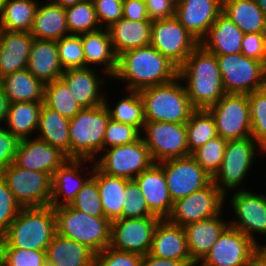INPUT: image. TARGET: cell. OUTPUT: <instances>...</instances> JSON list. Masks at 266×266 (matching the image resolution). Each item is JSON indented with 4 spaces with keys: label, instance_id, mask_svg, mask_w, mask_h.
Here are the masks:
<instances>
[{
    "label": "cell",
    "instance_id": "obj_1",
    "mask_svg": "<svg viewBox=\"0 0 266 266\" xmlns=\"http://www.w3.org/2000/svg\"><path fill=\"white\" fill-rule=\"evenodd\" d=\"M177 77L178 67L150 44L120 54L113 79L127 81L128 91H140Z\"/></svg>",
    "mask_w": 266,
    "mask_h": 266
},
{
    "label": "cell",
    "instance_id": "obj_2",
    "mask_svg": "<svg viewBox=\"0 0 266 266\" xmlns=\"http://www.w3.org/2000/svg\"><path fill=\"white\" fill-rule=\"evenodd\" d=\"M178 77L187 81L184 87L195 109H208L226 94L216 55L200 44L178 68Z\"/></svg>",
    "mask_w": 266,
    "mask_h": 266
},
{
    "label": "cell",
    "instance_id": "obj_3",
    "mask_svg": "<svg viewBox=\"0 0 266 266\" xmlns=\"http://www.w3.org/2000/svg\"><path fill=\"white\" fill-rule=\"evenodd\" d=\"M56 234L54 208H21L15 220L0 237V248L46 251Z\"/></svg>",
    "mask_w": 266,
    "mask_h": 266
},
{
    "label": "cell",
    "instance_id": "obj_4",
    "mask_svg": "<svg viewBox=\"0 0 266 266\" xmlns=\"http://www.w3.org/2000/svg\"><path fill=\"white\" fill-rule=\"evenodd\" d=\"M180 78L139 91L146 122L186 124L195 110Z\"/></svg>",
    "mask_w": 266,
    "mask_h": 266
},
{
    "label": "cell",
    "instance_id": "obj_5",
    "mask_svg": "<svg viewBox=\"0 0 266 266\" xmlns=\"http://www.w3.org/2000/svg\"><path fill=\"white\" fill-rule=\"evenodd\" d=\"M56 233L77 241L95 255L110 245L111 221L76 210L70 205L54 208Z\"/></svg>",
    "mask_w": 266,
    "mask_h": 266
},
{
    "label": "cell",
    "instance_id": "obj_6",
    "mask_svg": "<svg viewBox=\"0 0 266 266\" xmlns=\"http://www.w3.org/2000/svg\"><path fill=\"white\" fill-rule=\"evenodd\" d=\"M110 113L104 104L83 108L70 119V159L93 160L103 152V140Z\"/></svg>",
    "mask_w": 266,
    "mask_h": 266
},
{
    "label": "cell",
    "instance_id": "obj_7",
    "mask_svg": "<svg viewBox=\"0 0 266 266\" xmlns=\"http://www.w3.org/2000/svg\"><path fill=\"white\" fill-rule=\"evenodd\" d=\"M226 93L250 94L266 87V65L242 53L216 55Z\"/></svg>",
    "mask_w": 266,
    "mask_h": 266
},
{
    "label": "cell",
    "instance_id": "obj_8",
    "mask_svg": "<svg viewBox=\"0 0 266 266\" xmlns=\"http://www.w3.org/2000/svg\"><path fill=\"white\" fill-rule=\"evenodd\" d=\"M21 208L50 205L52 175L24 169L14 162L0 172Z\"/></svg>",
    "mask_w": 266,
    "mask_h": 266
},
{
    "label": "cell",
    "instance_id": "obj_9",
    "mask_svg": "<svg viewBox=\"0 0 266 266\" xmlns=\"http://www.w3.org/2000/svg\"><path fill=\"white\" fill-rule=\"evenodd\" d=\"M258 147L266 153V150L252 137L228 140L221 167L212 177V181L225 196L227 191L234 190L233 188L245 180Z\"/></svg>",
    "mask_w": 266,
    "mask_h": 266
},
{
    "label": "cell",
    "instance_id": "obj_10",
    "mask_svg": "<svg viewBox=\"0 0 266 266\" xmlns=\"http://www.w3.org/2000/svg\"><path fill=\"white\" fill-rule=\"evenodd\" d=\"M248 94L226 93L207 110L212 114L217 133L226 140L251 137Z\"/></svg>",
    "mask_w": 266,
    "mask_h": 266
},
{
    "label": "cell",
    "instance_id": "obj_11",
    "mask_svg": "<svg viewBox=\"0 0 266 266\" xmlns=\"http://www.w3.org/2000/svg\"><path fill=\"white\" fill-rule=\"evenodd\" d=\"M154 163L148 147L140 137L132 143L107 148L95 166L107 175L132 180Z\"/></svg>",
    "mask_w": 266,
    "mask_h": 266
},
{
    "label": "cell",
    "instance_id": "obj_12",
    "mask_svg": "<svg viewBox=\"0 0 266 266\" xmlns=\"http://www.w3.org/2000/svg\"><path fill=\"white\" fill-rule=\"evenodd\" d=\"M141 136L155 163L191 155L185 124L145 122Z\"/></svg>",
    "mask_w": 266,
    "mask_h": 266
},
{
    "label": "cell",
    "instance_id": "obj_13",
    "mask_svg": "<svg viewBox=\"0 0 266 266\" xmlns=\"http://www.w3.org/2000/svg\"><path fill=\"white\" fill-rule=\"evenodd\" d=\"M226 197L212 181L202 190L173 202L172 212L167 219L173 224L185 227L212 218L222 213Z\"/></svg>",
    "mask_w": 266,
    "mask_h": 266
},
{
    "label": "cell",
    "instance_id": "obj_14",
    "mask_svg": "<svg viewBox=\"0 0 266 266\" xmlns=\"http://www.w3.org/2000/svg\"><path fill=\"white\" fill-rule=\"evenodd\" d=\"M150 44L179 68L200 42L173 16L152 21Z\"/></svg>",
    "mask_w": 266,
    "mask_h": 266
},
{
    "label": "cell",
    "instance_id": "obj_15",
    "mask_svg": "<svg viewBox=\"0 0 266 266\" xmlns=\"http://www.w3.org/2000/svg\"><path fill=\"white\" fill-rule=\"evenodd\" d=\"M158 164L164 170L168 192L173 202L202 190L212 182V176L191 155Z\"/></svg>",
    "mask_w": 266,
    "mask_h": 266
},
{
    "label": "cell",
    "instance_id": "obj_16",
    "mask_svg": "<svg viewBox=\"0 0 266 266\" xmlns=\"http://www.w3.org/2000/svg\"><path fill=\"white\" fill-rule=\"evenodd\" d=\"M159 217L121 218L111 221L110 247L124 252L149 254Z\"/></svg>",
    "mask_w": 266,
    "mask_h": 266
},
{
    "label": "cell",
    "instance_id": "obj_17",
    "mask_svg": "<svg viewBox=\"0 0 266 266\" xmlns=\"http://www.w3.org/2000/svg\"><path fill=\"white\" fill-rule=\"evenodd\" d=\"M259 245L230 225L222 232L210 251L195 265L247 266Z\"/></svg>",
    "mask_w": 266,
    "mask_h": 266
},
{
    "label": "cell",
    "instance_id": "obj_18",
    "mask_svg": "<svg viewBox=\"0 0 266 266\" xmlns=\"http://www.w3.org/2000/svg\"><path fill=\"white\" fill-rule=\"evenodd\" d=\"M235 192L231 205L237 216L236 221H231L229 225L255 242L259 247L260 243H257L255 235L253 233L264 234L266 236V195L254 194L241 188Z\"/></svg>",
    "mask_w": 266,
    "mask_h": 266
},
{
    "label": "cell",
    "instance_id": "obj_19",
    "mask_svg": "<svg viewBox=\"0 0 266 266\" xmlns=\"http://www.w3.org/2000/svg\"><path fill=\"white\" fill-rule=\"evenodd\" d=\"M223 0H176V19L199 42L222 13Z\"/></svg>",
    "mask_w": 266,
    "mask_h": 266
},
{
    "label": "cell",
    "instance_id": "obj_20",
    "mask_svg": "<svg viewBox=\"0 0 266 266\" xmlns=\"http://www.w3.org/2000/svg\"><path fill=\"white\" fill-rule=\"evenodd\" d=\"M68 160L58 148L38 138L22 139L14 163L24 169L53 175Z\"/></svg>",
    "mask_w": 266,
    "mask_h": 266
},
{
    "label": "cell",
    "instance_id": "obj_21",
    "mask_svg": "<svg viewBox=\"0 0 266 266\" xmlns=\"http://www.w3.org/2000/svg\"><path fill=\"white\" fill-rule=\"evenodd\" d=\"M149 254L195 266L190 258L184 227L173 224L168 219H160L156 225Z\"/></svg>",
    "mask_w": 266,
    "mask_h": 266
},
{
    "label": "cell",
    "instance_id": "obj_22",
    "mask_svg": "<svg viewBox=\"0 0 266 266\" xmlns=\"http://www.w3.org/2000/svg\"><path fill=\"white\" fill-rule=\"evenodd\" d=\"M134 180L146 200L149 211L160 219H167L172 212L173 201L168 192L163 168L158 163H154Z\"/></svg>",
    "mask_w": 266,
    "mask_h": 266
},
{
    "label": "cell",
    "instance_id": "obj_23",
    "mask_svg": "<svg viewBox=\"0 0 266 266\" xmlns=\"http://www.w3.org/2000/svg\"><path fill=\"white\" fill-rule=\"evenodd\" d=\"M33 40L29 32L0 29V79L27 68Z\"/></svg>",
    "mask_w": 266,
    "mask_h": 266
},
{
    "label": "cell",
    "instance_id": "obj_24",
    "mask_svg": "<svg viewBox=\"0 0 266 266\" xmlns=\"http://www.w3.org/2000/svg\"><path fill=\"white\" fill-rule=\"evenodd\" d=\"M90 160H76L68 159L60 168H58L52 175V196L50 205L57 208L70 203L77 196L79 190L92 177L93 169L90 170L91 176L89 178L82 177L81 165ZM80 168V169H79ZM80 175V176H79ZM64 200L61 202L60 197Z\"/></svg>",
    "mask_w": 266,
    "mask_h": 266
},
{
    "label": "cell",
    "instance_id": "obj_25",
    "mask_svg": "<svg viewBox=\"0 0 266 266\" xmlns=\"http://www.w3.org/2000/svg\"><path fill=\"white\" fill-rule=\"evenodd\" d=\"M61 78L66 82L72 96L82 109L105 103L104 93L100 89L104 80H99L94 69L90 67L68 69L62 73Z\"/></svg>",
    "mask_w": 266,
    "mask_h": 266
},
{
    "label": "cell",
    "instance_id": "obj_26",
    "mask_svg": "<svg viewBox=\"0 0 266 266\" xmlns=\"http://www.w3.org/2000/svg\"><path fill=\"white\" fill-rule=\"evenodd\" d=\"M222 214L197 221L184 227L190 258L194 263L200 262L210 251L229 222L220 218Z\"/></svg>",
    "mask_w": 266,
    "mask_h": 266
},
{
    "label": "cell",
    "instance_id": "obj_27",
    "mask_svg": "<svg viewBox=\"0 0 266 266\" xmlns=\"http://www.w3.org/2000/svg\"><path fill=\"white\" fill-rule=\"evenodd\" d=\"M244 32L226 15L221 13L209 28L200 45L215 55L241 53Z\"/></svg>",
    "mask_w": 266,
    "mask_h": 266
},
{
    "label": "cell",
    "instance_id": "obj_28",
    "mask_svg": "<svg viewBox=\"0 0 266 266\" xmlns=\"http://www.w3.org/2000/svg\"><path fill=\"white\" fill-rule=\"evenodd\" d=\"M26 69L44 84L61 78L64 70L59 62L56 41L34 39Z\"/></svg>",
    "mask_w": 266,
    "mask_h": 266
},
{
    "label": "cell",
    "instance_id": "obj_29",
    "mask_svg": "<svg viewBox=\"0 0 266 266\" xmlns=\"http://www.w3.org/2000/svg\"><path fill=\"white\" fill-rule=\"evenodd\" d=\"M102 29L80 35L84 50L85 67L91 68V64L92 66L102 64V66H105L102 72L114 77L118 66V56L113 49L108 29Z\"/></svg>",
    "mask_w": 266,
    "mask_h": 266
},
{
    "label": "cell",
    "instance_id": "obj_30",
    "mask_svg": "<svg viewBox=\"0 0 266 266\" xmlns=\"http://www.w3.org/2000/svg\"><path fill=\"white\" fill-rule=\"evenodd\" d=\"M152 21H133L121 18L108 29L117 56L123 52L151 43Z\"/></svg>",
    "mask_w": 266,
    "mask_h": 266
},
{
    "label": "cell",
    "instance_id": "obj_31",
    "mask_svg": "<svg viewBox=\"0 0 266 266\" xmlns=\"http://www.w3.org/2000/svg\"><path fill=\"white\" fill-rule=\"evenodd\" d=\"M94 257L86 246L57 233L46 249V263L51 266H93Z\"/></svg>",
    "mask_w": 266,
    "mask_h": 266
},
{
    "label": "cell",
    "instance_id": "obj_32",
    "mask_svg": "<svg viewBox=\"0 0 266 266\" xmlns=\"http://www.w3.org/2000/svg\"><path fill=\"white\" fill-rule=\"evenodd\" d=\"M47 2L45 5H38L30 33L34 39L57 41L70 35L66 23L65 8L49 0Z\"/></svg>",
    "mask_w": 266,
    "mask_h": 266
},
{
    "label": "cell",
    "instance_id": "obj_33",
    "mask_svg": "<svg viewBox=\"0 0 266 266\" xmlns=\"http://www.w3.org/2000/svg\"><path fill=\"white\" fill-rule=\"evenodd\" d=\"M0 85L9 103L44 102L45 84L27 69L4 76L0 79Z\"/></svg>",
    "mask_w": 266,
    "mask_h": 266
},
{
    "label": "cell",
    "instance_id": "obj_34",
    "mask_svg": "<svg viewBox=\"0 0 266 266\" xmlns=\"http://www.w3.org/2000/svg\"><path fill=\"white\" fill-rule=\"evenodd\" d=\"M69 123V119L43 103L37 127L41 134L37 138L58 148L68 159H70Z\"/></svg>",
    "mask_w": 266,
    "mask_h": 266
},
{
    "label": "cell",
    "instance_id": "obj_35",
    "mask_svg": "<svg viewBox=\"0 0 266 266\" xmlns=\"http://www.w3.org/2000/svg\"><path fill=\"white\" fill-rule=\"evenodd\" d=\"M222 13L244 34L266 32V16L255 0H223Z\"/></svg>",
    "mask_w": 266,
    "mask_h": 266
},
{
    "label": "cell",
    "instance_id": "obj_36",
    "mask_svg": "<svg viewBox=\"0 0 266 266\" xmlns=\"http://www.w3.org/2000/svg\"><path fill=\"white\" fill-rule=\"evenodd\" d=\"M92 168V177L97 181L105 218H108L110 221L121 219L123 202L126 196L124 188L128 180L107 175L95 165Z\"/></svg>",
    "mask_w": 266,
    "mask_h": 266
},
{
    "label": "cell",
    "instance_id": "obj_37",
    "mask_svg": "<svg viewBox=\"0 0 266 266\" xmlns=\"http://www.w3.org/2000/svg\"><path fill=\"white\" fill-rule=\"evenodd\" d=\"M42 105L43 102L9 103L5 128L20 140L28 139L37 130Z\"/></svg>",
    "mask_w": 266,
    "mask_h": 266
},
{
    "label": "cell",
    "instance_id": "obj_38",
    "mask_svg": "<svg viewBox=\"0 0 266 266\" xmlns=\"http://www.w3.org/2000/svg\"><path fill=\"white\" fill-rule=\"evenodd\" d=\"M36 0H4L0 10V29L29 32L39 3Z\"/></svg>",
    "mask_w": 266,
    "mask_h": 266
},
{
    "label": "cell",
    "instance_id": "obj_39",
    "mask_svg": "<svg viewBox=\"0 0 266 266\" xmlns=\"http://www.w3.org/2000/svg\"><path fill=\"white\" fill-rule=\"evenodd\" d=\"M43 103L69 120L82 110L62 78L45 84Z\"/></svg>",
    "mask_w": 266,
    "mask_h": 266
},
{
    "label": "cell",
    "instance_id": "obj_40",
    "mask_svg": "<svg viewBox=\"0 0 266 266\" xmlns=\"http://www.w3.org/2000/svg\"><path fill=\"white\" fill-rule=\"evenodd\" d=\"M185 125L190 154L218 136L213 116L207 109H195Z\"/></svg>",
    "mask_w": 266,
    "mask_h": 266
},
{
    "label": "cell",
    "instance_id": "obj_41",
    "mask_svg": "<svg viewBox=\"0 0 266 266\" xmlns=\"http://www.w3.org/2000/svg\"><path fill=\"white\" fill-rule=\"evenodd\" d=\"M129 92V96L119 100L114 109L111 110V107H109L106 101L107 98L105 99V105L113 121L132 125L142 131L141 129H143L146 122L143 101L139 91L130 90Z\"/></svg>",
    "mask_w": 266,
    "mask_h": 266
},
{
    "label": "cell",
    "instance_id": "obj_42",
    "mask_svg": "<svg viewBox=\"0 0 266 266\" xmlns=\"http://www.w3.org/2000/svg\"><path fill=\"white\" fill-rule=\"evenodd\" d=\"M65 12L69 34L81 35L104 28L98 22L92 0L67 7Z\"/></svg>",
    "mask_w": 266,
    "mask_h": 266
},
{
    "label": "cell",
    "instance_id": "obj_43",
    "mask_svg": "<svg viewBox=\"0 0 266 266\" xmlns=\"http://www.w3.org/2000/svg\"><path fill=\"white\" fill-rule=\"evenodd\" d=\"M227 142L218 135L194 150L191 156L213 177L221 167Z\"/></svg>",
    "mask_w": 266,
    "mask_h": 266
},
{
    "label": "cell",
    "instance_id": "obj_44",
    "mask_svg": "<svg viewBox=\"0 0 266 266\" xmlns=\"http://www.w3.org/2000/svg\"><path fill=\"white\" fill-rule=\"evenodd\" d=\"M251 137L266 150V87L248 94Z\"/></svg>",
    "mask_w": 266,
    "mask_h": 266
},
{
    "label": "cell",
    "instance_id": "obj_45",
    "mask_svg": "<svg viewBox=\"0 0 266 266\" xmlns=\"http://www.w3.org/2000/svg\"><path fill=\"white\" fill-rule=\"evenodd\" d=\"M63 70L84 68L85 57L80 35H67L56 41Z\"/></svg>",
    "mask_w": 266,
    "mask_h": 266
},
{
    "label": "cell",
    "instance_id": "obj_46",
    "mask_svg": "<svg viewBox=\"0 0 266 266\" xmlns=\"http://www.w3.org/2000/svg\"><path fill=\"white\" fill-rule=\"evenodd\" d=\"M70 206L95 217H105L97 181L91 177L79 190Z\"/></svg>",
    "mask_w": 266,
    "mask_h": 266
},
{
    "label": "cell",
    "instance_id": "obj_47",
    "mask_svg": "<svg viewBox=\"0 0 266 266\" xmlns=\"http://www.w3.org/2000/svg\"><path fill=\"white\" fill-rule=\"evenodd\" d=\"M124 192L126 196L123 202L121 218L157 217L149 211L146 200L134 179L127 181Z\"/></svg>",
    "mask_w": 266,
    "mask_h": 266
},
{
    "label": "cell",
    "instance_id": "obj_48",
    "mask_svg": "<svg viewBox=\"0 0 266 266\" xmlns=\"http://www.w3.org/2000/svg\"><path fill=\"white\" fill-rule=\"evenodd\" d=\"M141 131L129 124L113 121L111 118L106 126L103 140V150L121 146L137 141L141 137Z\"/></svg>",
    "mask_w": 266,
    "mask_h": 266
},
{
    "label": "cell",
    "instance_id": "obj_49",
    "mask_svg": "<svg viewBox=\"0 0 266 266\" xmlns=\"http://www.w3.org/2000/svg\"><path fill=\"white\" fill-rule=\"evenodd\" d=\"M4 266H45L46 251L0 248Z\"/></svg>",
    "mask_w": 266,
    "mask_h": 266
},
{
    "label": "cell",
    "instance_id": "obj_50",
    "mask_svg": "<svg viewBox=\"0 0 266 266\" xmlns=\"http://www.w3.org/2000/svg\"><path fill=\"white\" fill-rule=\"evenodd\" d=\"M21 206L16 202L5 180L0 175V237L20 212Z\"/></svg>",
    "mask_w": 266,
    "mask_h": 266
},
{
    "label": "cell",
    "instance_id": "obj_51",
    "mask_svg": "<svg viewBox=\"0 0 266 266\" xmlns=\"http://www.w3.org/2000/svg\"><path fill=\"white\" fill-rule=\"evenodd\" d=\"M140 254L116 250L110 246L94 257L93 266H140Z\"/></svg>",
    "mask_w": 266,
    "mask_h": 266
},
{
    "label": "cell",
    "instance_id": "obj_52",
    "mask_svg": "<svg viewBox=\"0 0 266 266\" xmlns=\"http://www.w3.org/2000/svg\"><path fill=\"white\" fill-rule=\"evenodd\" d=\"M241 53L266 65V32L244 34Z\"/></svg>",
    "mask_w": 266,
    "mask_h": 266
},
{
    "label": "cell",
    "instance_id": "obj_53",
    "mask_svg": "<svg viewBox=\"0 0 266 266\" xmlns=\"http://www.w3.org/2000/svg\"><path fill=\"white\" fill-rule=\"evenodd\" d=\"M98 22L109 28L113 23L123 18V0H92Z\"/></svg>",
    "mask_w": 266,
    "mask_h": 266
},
{
    "label": "cell",
    "instance_id": "obj_54",
    "mask_svg": "<svg viewBox=\"0 0 266 266\" xmlns=\"http://www.w3.org/2000/svg\"><path fill=\"white\" fill-rule=\"evenodd\" d=\"M20 139L0 127V172L14 162Z\"/></svg>",
    "mask_w": 266,
    "mask_h": 266
},
{
    "label": "cell",
    "instance_id": "obj_55",
    "mask_svg": "<svg viewBox=\"0 0 266 266\" xmlns=\"http://www.w3.org/2000/svg\"><path fill=\"white\" fill-rule=\"evenodd\" d=\"M150 21L168 19L174 16L176 0H144Z\"/></svg>",
    "mask_w": 266,
    "mask_h": 266
},
{
    "label": "cell",
    "instance_id": "obj_56",
    "mask_svg": "<svg viewBox=\"0 0 266 266\" xmlns=\"http://www.w3.org/2000/svg\"><path fill=\"white\" fill-rule=\"evenodd\" d=\"M123 18L133 21L149 20L144 0H123Z\"/></svg>",
    "mask_w": 266,
    "mask_h": 266
},
{
    "label": "cell",
    "instance_id": "obj_57",
    "mask_svg": "<svg viewBox=\"0 0 266 266\" xmlns=\"http://www.w3.org/2000/svg\"><path fill=\"white\" fill-rule=\"evenodd\" d=\"M140 266H187V265L182 261L167 259V258H159L151 256L150 254H146L142 256Z\"/></svg>",
    "mask_w": 266,
    "mask_h": 266
},
{
    "label": "cell",
    "instance_id": "obj_58",
    "mask_svg": "<svg viewBox=\"0 0 266 266\" xmlns=\"http://www.w3.org/2000/svg\"><path fill=\"white\" fill-rule=\"evenodd\" d=\"M247 266H266V247H260L252 255Z\"/></svg>",
    "mask_w": 266,
    "mask_h": 266
},
{
    "label": "cell",
    "instance_id": "obj_59",
    "mask_svg": "<svg viewBox=\"0 0 266 266\" xmlns=\"http://www.w3.org/2000/svg\"><path fill=\"white\" fill-rule=\"evenodd\" d=\"M9 106L8 98L5 96L2 86L0 85V126L5 123L7 110Z\"/></svg>",
    "mask_w": 266,
    "mask_h": 266
},
{
    "label": "cell",
    "instance_id": "obj_60",
    "mask_svg": "<svg viewBox=\"0 0 266 266\" xmlns=\"http://www.w3.org/2000/svg\"><path fill=\"white\" fill-rule=\"evenodd\" d=\"M51 1L52 3L56 4V5H59L63 8H67V7H70V6H74L78 3H81L85 0H49Z\"/></svg>",
    "mask_w": 266,
    "mask_h": 266
},
{
    "label": "cell",
    "instance_id": "obj_61",
    "mask_svg": "<svg viewBox=\"0 0 266 266\" xmlns=\"http://www.w3.org/2000/svg\"><path fill=\"white\" fill-rule=\"evenodd\" d=\"M266 16V0H255Z\"/></svg>",
    "mask_w": 266,
    "mask_h": 266
},
{
    "label": "cell",
    "instance_id": "obj_62",
    "mask_svg": "<svg viewBox=\"0 0 266 266\" xmlns=\"http://www.w3.org/2000/svg\"><path fill=\"white\" fill-rule=\"evenodd\" d=\"M0 266H4V262H3V258H2L1 253H0Z\"/></svg>",
    "mask_w": 266,
    "mask_h": 266
},
{
    "label": "cell",
    "instance_id": "obj_63",
    "mask_svg": "<svg viewBox=\"0 0 266 266\" xmlns=\"http://www.w3.org/2000/svg\"><path fill=\"white\" fill-rule=\"evenodd\" d=\"M4 0H0V10Z\"/></svg>",
    "mask_w": 266,
    "mask_h": 266
}]
</instances>
